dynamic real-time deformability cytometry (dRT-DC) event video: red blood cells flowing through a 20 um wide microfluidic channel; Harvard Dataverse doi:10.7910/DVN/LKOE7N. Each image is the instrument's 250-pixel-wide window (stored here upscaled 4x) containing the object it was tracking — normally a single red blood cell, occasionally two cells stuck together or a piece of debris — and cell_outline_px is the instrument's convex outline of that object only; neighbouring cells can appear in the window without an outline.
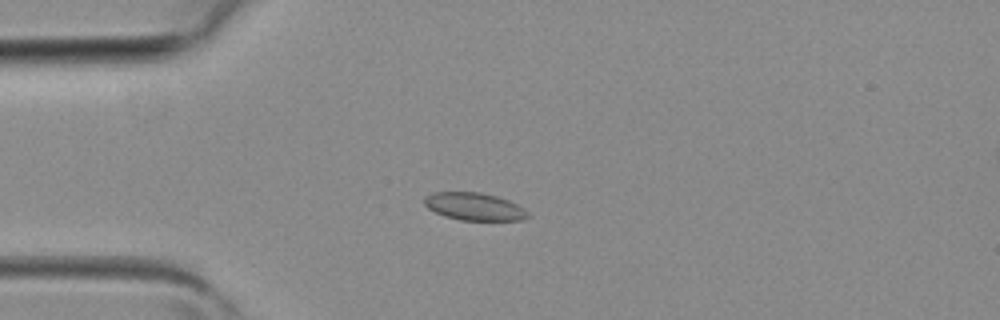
{"species": "common noctule bat (a hibernating species)", "species_latin": "Nyctalus noctula", "temperature_condition": "room temperature", "stored_images_in_passage": 5, "camera_frame_rate_fps": 3000, "um_per_image_px": 0.085, "animal": {"sex": "female", "body_mass_g": 19.3, "forearm_length_mm": 54.1}, "frame": {"image": 1, "passage_image": 4, "time_ms": 1.0, "image_size_px": [1000, 320], "cell_outline_px": [[532, 216], [520, 220], [460, 220], [444, 216], [428, 208], [424, 204], [424, 196], [432, 192], [480, 192], [496, 196], [508, 200], [524, 208]], "centroid_in_image_um": [40.31, 17.55], "position_along_channel_um": 44.7, "area_um2": 16.7}}
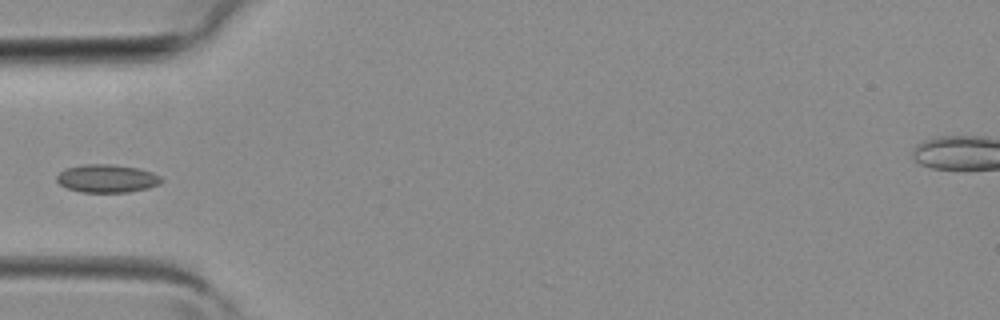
{"frame": {"image": 2, "passage_image": 5, "time_ms": 1.333, "image_size_px": [1000, 320], "cell_outline_px": [[164, 180], [160, 184], [148, 188], [128, 192], [80, 192], [68, 188], [60, 184], [56, 180], [56, 176], [64, 168], [84, 164], [112, 164], [140, 168], [152, 172], [160, 176]], "centroid_in_image_um": [9.1, 15.16], "position_along_channel_um": 75.9, "area_um2": 17.28}}